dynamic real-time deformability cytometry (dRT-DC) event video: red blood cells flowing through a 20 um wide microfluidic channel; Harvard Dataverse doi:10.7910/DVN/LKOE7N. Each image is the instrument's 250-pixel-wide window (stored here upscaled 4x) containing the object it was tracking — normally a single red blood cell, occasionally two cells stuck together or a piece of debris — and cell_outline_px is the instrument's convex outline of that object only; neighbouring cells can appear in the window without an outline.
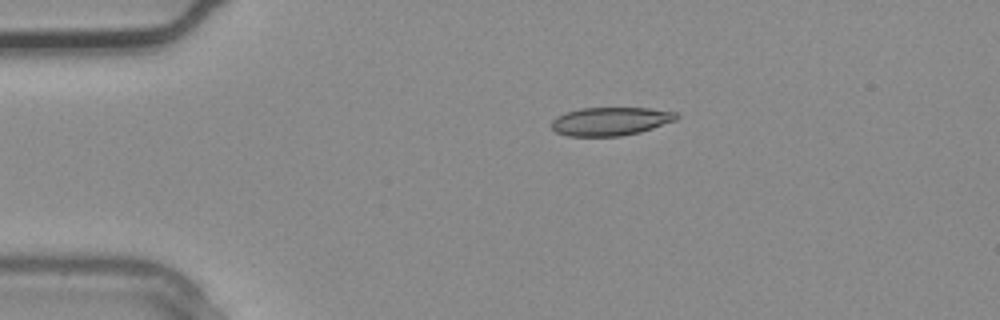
{"species": "common noctule bat (a hibernating species)", "species_latin": "Nyctalus noctula", "temperature_condition": "warm", "stored_images_in_passage": 1, "camera_frame_rate_fps": 3000, "um_per_image_px": 0.085, "animal": {"sex": "male", "body_mass_g": 20.4}, "frame": {"image": 1, "passage_image": 1, "time_ms": 0.0, "image_size_px": [1000, 320], "cell_outline_px": [[680, 116], [676, 120], [640, 132], [620, 136], [568, 136], [556, 132], [552, 128], [552, 120], [556, 116], [580, 108], [648, 108], [676, 112]], "centroid_in_image_um": [51.89, 10.31], "position_along_channel_um": 33.1, "area_um2": 20.58}}